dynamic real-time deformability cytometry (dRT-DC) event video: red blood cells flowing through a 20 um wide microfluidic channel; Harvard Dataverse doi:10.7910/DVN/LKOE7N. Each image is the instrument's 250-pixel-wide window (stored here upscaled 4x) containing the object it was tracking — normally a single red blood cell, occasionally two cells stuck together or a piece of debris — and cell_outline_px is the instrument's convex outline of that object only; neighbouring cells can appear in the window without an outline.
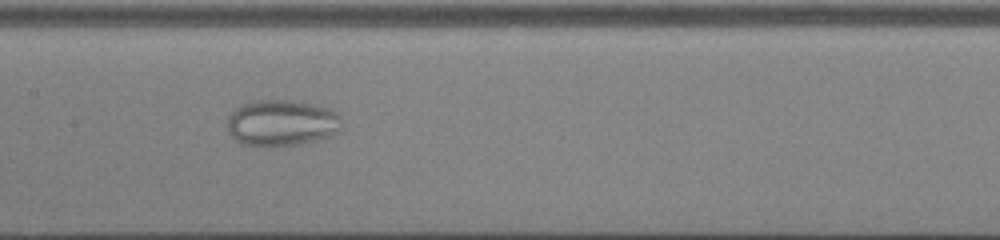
{"species": "common noctule bat (a hibernating species)", "species_latin": "Nyctalus noctula", "temperature_condition": "cold", "stored_images_in_passage": 42, "camera_frame_rate_fps": 3000, "um_per_image_px": 0.085, "animal": {"sex": "male", "body_mass_g": 13.0, "forearm_length_mm": 53.1}, "frame": {"image": 1, "passage_image": 17, "time_ms": 5.333, "image_size_px": [1000, 240], "cell_outline_px": [[340, 132], [332, 136], [296, 144], [240, 144], [228, 132], [228, 116], [240, 104], [252, 100], [284, 100], [312, 104], [332, 108], [340, 116]], "centroid_in_image_um": [23.95, 10.41], "position_along_channel_um": 183.4, "area_um2": 30.46}}
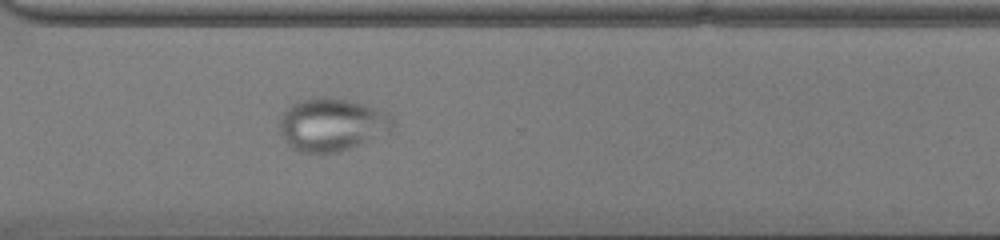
{"frame": {"image": 2, "passage_image": 29, "time_ms": 9.333, "image_size_px": [1000, 240], "cell_outline_px": [[396, 124], [392, 132], [360, 144], [336, 152], [300, 152], [292, 148], [284, 140], [280, 132], [280, 120], [284, 112], [292, 104], [300, 100], [312, 96], [324, 96], [348, 100], [364, 104], [388, 112], [396, 120]], "centroid_in_image_um": [28.26, 10.57], "position_along_channel_um": 342.3, "area_um2": 35.2}}
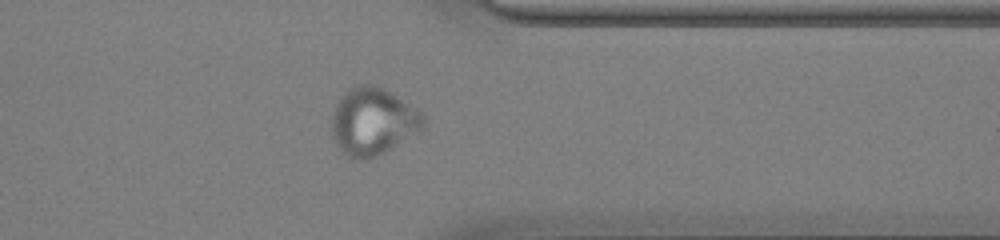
{"frame": {"image": 3, "passage_image": 32, "time_ms": 10.333, "image_size_px": [1000, 240], "cell_outline_px": [[424, 128], [376, 156], [368, 160], [348, 160], [336, 144], [332, 132], [332, 116], [336, 104], [340, 96], [348, 88], [356, 84], [372, 84], [384, 88], [416, 108], [424, 116]], "centroid_in_image_um": [31.65, 10.32], "position_along_channel_um": 379.7, "area_um2": 36.01}}